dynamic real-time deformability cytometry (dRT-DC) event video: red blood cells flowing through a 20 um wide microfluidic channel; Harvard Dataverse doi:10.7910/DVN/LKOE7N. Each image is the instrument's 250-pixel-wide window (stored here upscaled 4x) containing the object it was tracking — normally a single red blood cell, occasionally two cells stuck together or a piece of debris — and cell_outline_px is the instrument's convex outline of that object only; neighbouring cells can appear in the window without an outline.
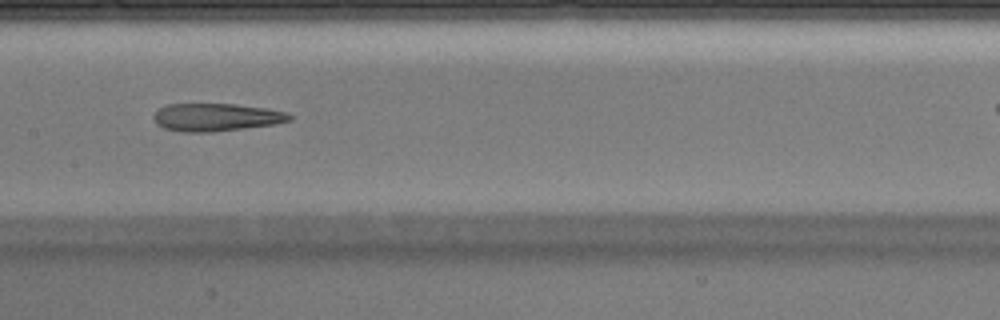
{"species": "Egyptian fruit bat (a non-hibernating species)", "species_latin": "Rousettus aegyptiacus", "temperature_condition": "warm", "stored_images_in_passage": 38, "camera_frame_rate_fps": 3000, "um_per_image_px": 0.085, "animal": {"sex": "male"}, "frame": {"image": 1, "passage_image": 22, "time_ms": 7.0, "image_size_px": [1000, 320], "cell_outline_px": [[292, 120], [276, 124], [212, 132], [184, 132], [164, 128], [156, 124], [152, 116], [160, 108], [168, 104], [236, 104], [264, 108], [288, 112], [292, 116]], "centroid_in_image_um": [18.39, 9.97], "position_along_channel_um": 189.0, "area_um2": 22.02}}